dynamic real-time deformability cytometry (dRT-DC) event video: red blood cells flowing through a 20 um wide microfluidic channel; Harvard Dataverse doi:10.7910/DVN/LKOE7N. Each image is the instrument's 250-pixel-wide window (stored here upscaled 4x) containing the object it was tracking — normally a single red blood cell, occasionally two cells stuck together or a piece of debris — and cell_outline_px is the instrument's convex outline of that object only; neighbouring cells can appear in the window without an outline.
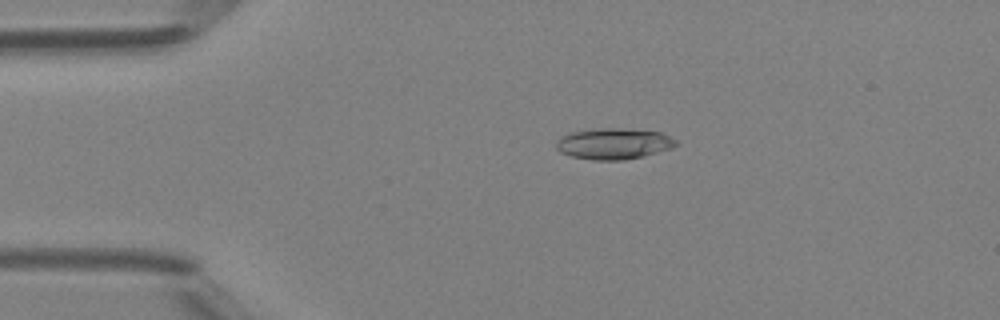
{"species": "Egyptian fruit bat (a non-hibernating species)", "species_latin": "Rousettus aegyptiacus", "temperature_condition": "room temperature", "stored_images_in_passage": 39, "camera_frame_rate_fps": 3000, "um_per_image_px": 0.085, "animal": {"sex": "female"}, "frame": {"image": 1, "passage_image": 1, "time_ms": 0.0, "image_size_px": [1000, 320], "cell_outline_px": [[676, 144], [672, 148], [624, 160], [592, 160], [572, 156], [560, 152], [556, 148], [556, 140], [560, 136], [572, 132], [600, 128], [620, 128], [660, 132], [676, 140]], "centroid_in_image_um": [52.11, 12.21], "position_along_channel_um": 32.9, "area_um2": 21.44}}
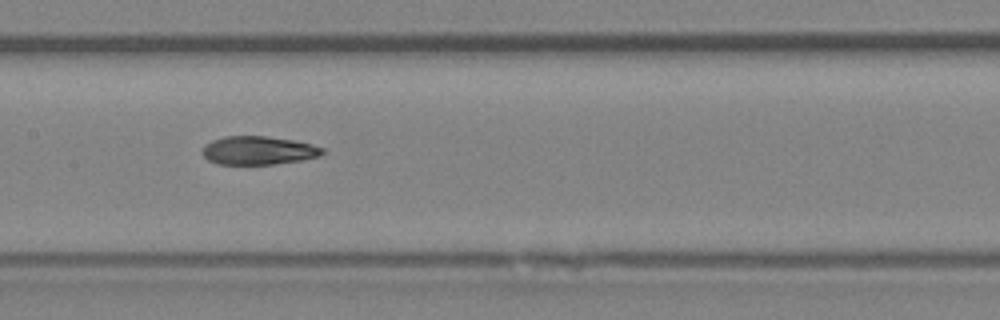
{"frame": {"image": 2, "passage_image": 15, "time_ms": 4.667, "image_size_px": [1000, 320], "cell_outline_px": [[324, 156], [300, 160], [272, 164], [216, 164], [208, 160], [204, 156], [204, 144], [212, 140], [224, 136], [264, 136], [296, 140], [312, 144], [324, 148]], "centroid_in_image_um": [22.0, 12.78], "position_along_channel_um": 185.4, "area_um2": 20.0}}
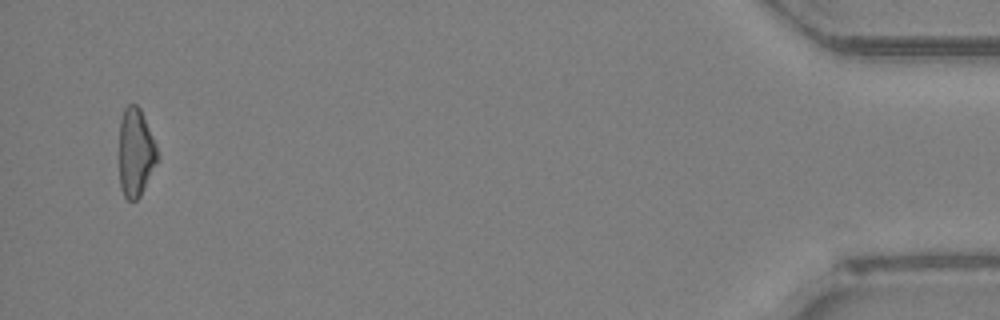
{"frame": {"image": 3, "passage_image": 38, "time_ms": 12.333, "image_size_px": [1000, 320], "cell_outline_px": [[160, 156], [140, 196], [136, 200], [128, 200], [124, 196], [120, 188], [120, 120], [124, 108], [128, 104], [136, 104], [140, 108], [156, 144]], "centroid_in_image_um": [11.54, 12.95], "position_along_channel_um": 423.7, "area_um2": 19.65}, "authors_computed_cell_mechanics": {"area_um2": 20.6346, "velocity_mm_per_s": 4.2431, "shape_relaxation_time_tau1_ms": 10.0109, "shape_relaxation_time_tau2_ms": 2.5769, "deformation_change_tau1": 0.286, "deformation_change_tau2": 0.1028}}